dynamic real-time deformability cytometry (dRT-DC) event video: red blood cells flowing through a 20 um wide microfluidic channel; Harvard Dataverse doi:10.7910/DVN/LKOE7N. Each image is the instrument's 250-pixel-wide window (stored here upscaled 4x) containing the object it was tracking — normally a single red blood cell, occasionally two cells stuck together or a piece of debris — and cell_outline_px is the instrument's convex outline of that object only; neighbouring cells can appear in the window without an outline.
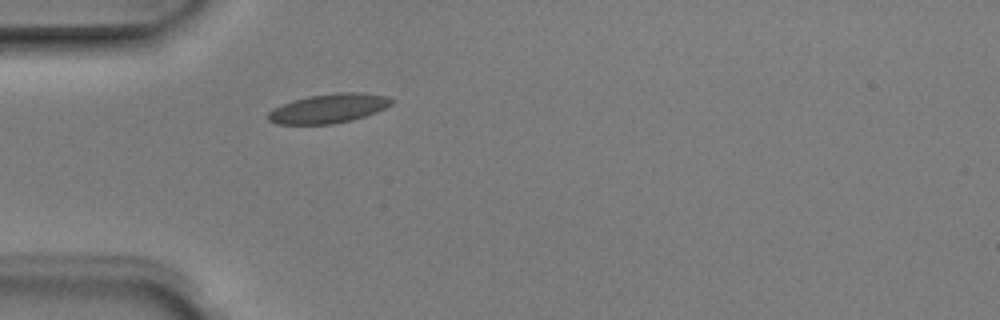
{"species": "Egyptian fruit bat (a non-hibernating species)", "species_latin": "Rousettus aegyptiacus", "temperature_condition": "room temperature", "stored_images_in_passage": 4, "camera_frame_rate_fps": 3000, "um_per_image_px": 0.085, "animal": {"sex": "male"}, "frame": {"image": 1, "passage_image": 4, "time_ms": 1.0, "image_size_px": [1000, 320], "cell_outline_px": [[396, 100], [392, 104], [376, 112], [352, 120], [332, 124], [276, 124], [268, 120], [264, 116], [272, 108], [292, 100], [308, 96], [336, 92], [360, 92], [388, 96]], "centroid_in_image_um": [27.91, 9.21], "position_along_channel_um": 57.1, "area_um2": 21.33}}